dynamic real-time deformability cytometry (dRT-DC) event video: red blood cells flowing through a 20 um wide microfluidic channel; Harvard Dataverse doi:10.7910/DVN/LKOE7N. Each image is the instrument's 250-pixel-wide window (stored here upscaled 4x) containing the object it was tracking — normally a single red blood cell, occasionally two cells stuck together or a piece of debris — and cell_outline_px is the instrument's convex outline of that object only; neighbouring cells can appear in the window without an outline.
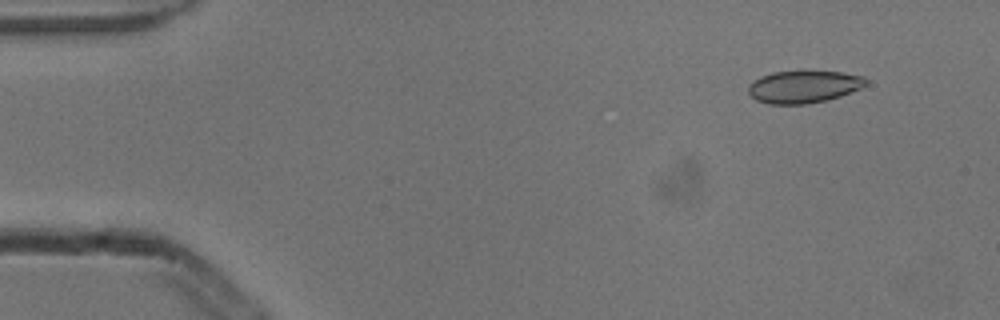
{"species": "common noctule bat (a hibernating species)", "species_latin": "Nyctalus noctula", "temperature_condition": "cold", "stored_images_in_passage": 4, "camera_frame_rate_fps": 3000, "um_per_image_px": 0.085, "animal": {"sex": "male", "body_mass_g": 13.3}, "frame": {"image": 1, "passage_image": 1, "time_ms": 0.0, "image_size_px": [1000, 320], "cell_outline_px": [[868, 80], [860, 88], [840, 96], [824, 100], [804, 104], [768, 104], [756, 100], [748, 92], [748, 84], [760, 76], [772, 72], [840, 72], [864, 76]], "centroid_in_image_um": [68.27, 7.38], "position_along_channel_um": 16.7, "area_um2": 21.85}}